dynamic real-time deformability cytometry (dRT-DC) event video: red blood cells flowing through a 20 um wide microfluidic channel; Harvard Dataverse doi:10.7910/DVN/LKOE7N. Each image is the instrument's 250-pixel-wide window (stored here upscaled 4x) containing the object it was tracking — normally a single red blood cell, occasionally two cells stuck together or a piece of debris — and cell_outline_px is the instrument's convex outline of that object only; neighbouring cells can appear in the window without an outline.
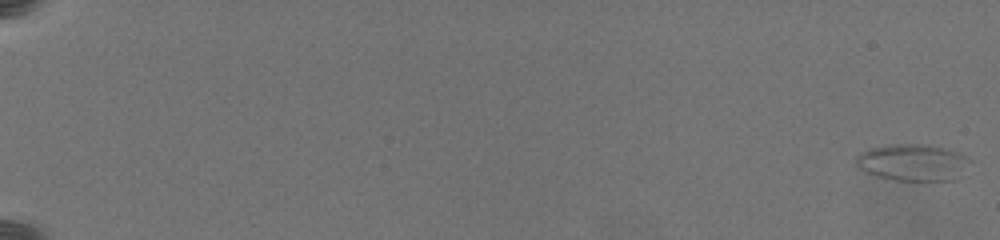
{"species": "common noctule bat (a hibernating species)", "species_latin": "Nyctalus noctula", "temperature_condition": "warm", "stored_images_in_passage": 29, "camera_frame_rate_fps": 3000, "um_per_image_px": 0.085, "animal": {"sex": "female", "body_mass_g": 19.5, "forearm_length_mm": 54.1}, "frame": {"image": 1, "passage_image": 1, "time_ms": 0.0, "image_size_px": [1000, 240], "cell_outline_px": [[972, 160], [956, 180], [896, 180], [876, 176], [864, 172], [856, 168], [856, 156], [860, 152], [868, 148], [892, 144], [924, 144], [956, 152]], "centroid_in_image_um": [77.52, 13.81], "position_along_channel_um": 7.5, "area_um2": 24.33}}